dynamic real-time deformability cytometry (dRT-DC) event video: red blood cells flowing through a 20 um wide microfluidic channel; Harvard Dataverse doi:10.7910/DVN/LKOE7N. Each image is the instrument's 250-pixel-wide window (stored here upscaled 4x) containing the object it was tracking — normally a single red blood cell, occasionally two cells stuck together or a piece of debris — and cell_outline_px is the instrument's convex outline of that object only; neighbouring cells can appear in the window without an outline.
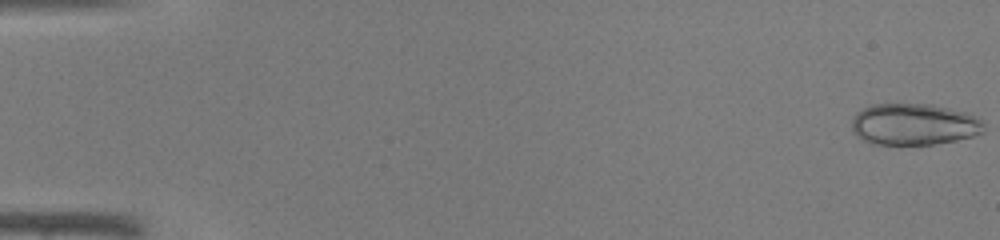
{"species": "common noctule bat (a hibernating species)", "species_latin": "Nyctalus noctula", "temperature_condition": "warm", "stored_images_in_passage": 45, "camera_frame_rate_fps": 3000, "um_per_image_px": 0.085, "animal": {"sex": "male", "body_mass_g": 19.0, "forearm_length_mm": 50.8}, "frame": {"image": 1, "passage_image": 1, "time_ms": 0.0, "image_size_px": [1000, 240], "cell_outline_px": [[984, 132], [972, 136], [956, 140], [932, 144], [872, 144], [856, 136], [852, 132], [852, 116], [856, 112], [872, 104], [932, 104], [964, 112], [976, 116], [984, 120]], "centroid_in_image_um": [77.67, 10.56], "position_along_channel_um": 7.3, "area_um2": 32.14}}
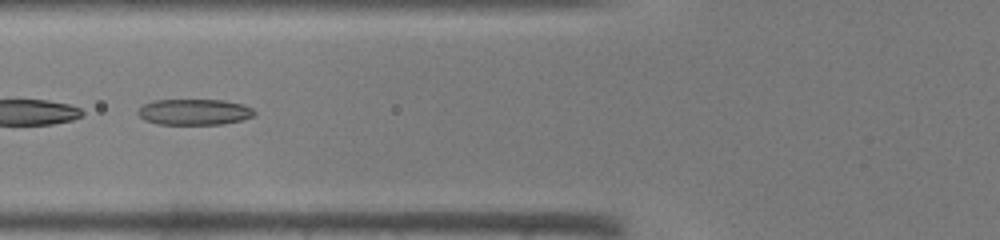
{"frame": {"image": 2, "passage_image": 19, "time_ms": 6.0, "image_size_px": [1000, 240], "cell_outline_px": [[256, 112], [252, 116], [240, 120], [224, 124], [160, 124], [144, 120], [136, 112], [144, 104], [152, 100], [224, 100], [244, 104], [252, 108]], "centroid_in_image_um": [16.51, 9.51], "position_along_channel_um": 109.3, "area_um2": 17.57}}
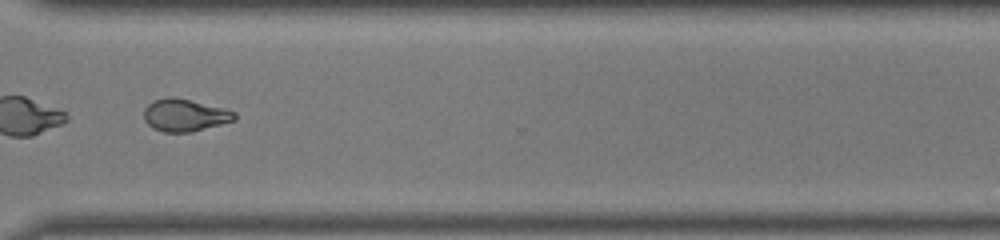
{"frame": {"image": 3, "passage_image": 35, "time_ms": 11.333, "image_size_px": [1000, 240], "cell_outline_px": [[236, 120], [192, 132], [164, 132], [152, 128], [144, 120], [144, 108], [152, 100], [168, 96], [172, 96], [224, 108], [236, 112]], "centroid_in_image_um": [15.69, 9.78], "position_along_channel_um": 354.9, "area_um2": 17.22}}